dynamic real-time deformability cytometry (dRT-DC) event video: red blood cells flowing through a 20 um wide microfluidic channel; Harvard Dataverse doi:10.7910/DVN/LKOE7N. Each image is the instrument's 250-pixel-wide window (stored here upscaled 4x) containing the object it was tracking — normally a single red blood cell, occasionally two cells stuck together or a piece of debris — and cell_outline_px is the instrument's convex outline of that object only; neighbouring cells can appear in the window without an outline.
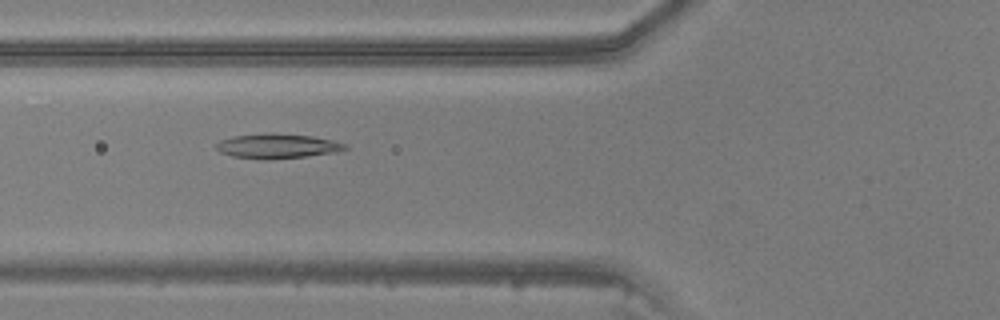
{"species": "common noctule bat (a hibernating species)", "species_latin": "Nyctalus noctula", "temperature_condition": "warm", "stored_images_in_passage": 40, "camera_frame_rate_fps": 3000, "um_per_image_px": 0.085, "animal": {"sex": "male", "body_mass_g": 20.5, "forearm_length_mm": 52.5}, "frame": {"image": 1, "passage_image": 11, "time_ms": 3.333, "image_size_px": [1000, 320], "cell_outline_px": [[348, 148], [336, 152], [304, 156], [268, 160], [232, 156], [220, 152], [216, 148], [216, 144], [220, 140], [232, 136], [312, 136], [332, 140], [348, 144]], "centroid_in_image_um": [23.59, 12.47], "position_along_channel_um": 102.2, "area_um2": 17.46}}
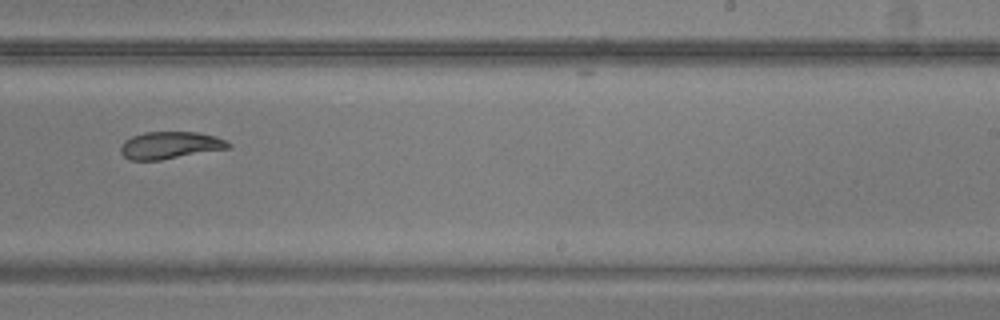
{"frame": {"image": 2, "passage_image": 23, "time_ms": 7.333, "image_size_px": [1000, 320], "cell_outline_px": [[232, 148], [160, 160], [128, 160], [120, 152], [120, 148], [124, 140], [132, 136], [144, 132], [196, 132], [216, 136], [232, 144]], "centroid_in_image_um": [14.47, 12.35], "position_along_channel_um": 274.5, "area_um2": 17.22}}
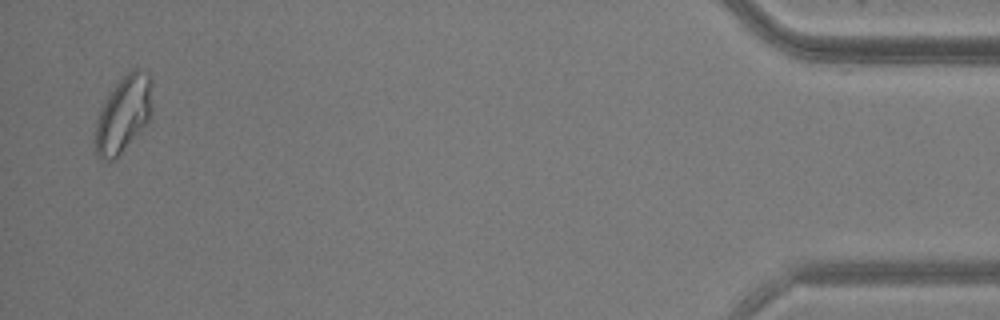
{"frame": {"image": 3, "passage_image": 39, "time_ms": 12.667, "image_size_px": [1000, 320], "cell_outline_px": [[152, 116], [124, 148], [112, 160], [104, 160], [96, 156], [96, 120], [104, 100], [112, 88], [132, 68], [140, 68], [148, 72], [152, 80]], "centroid_in_image_um": [10.52, 9.63], "position_along_channel_um": 424.7, "area_um2": 25.2}}